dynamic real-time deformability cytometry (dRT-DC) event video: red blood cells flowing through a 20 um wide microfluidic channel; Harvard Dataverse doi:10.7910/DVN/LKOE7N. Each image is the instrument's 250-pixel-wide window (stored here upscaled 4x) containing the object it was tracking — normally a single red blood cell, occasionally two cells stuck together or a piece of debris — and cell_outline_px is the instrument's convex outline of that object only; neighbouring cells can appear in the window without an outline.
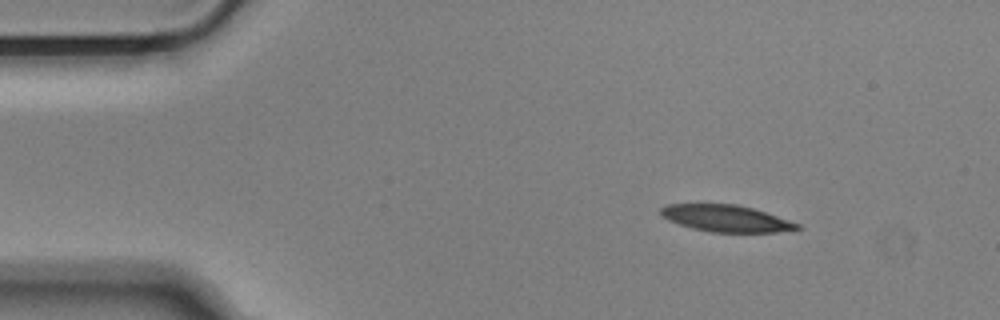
{"species": "Egyptian fruit bat (a non-hibernating species)", "species_latin": "Rousettus aegyptiacus", "temperature_condition": "cold", "stored_images_in_passage": 48, "camera_frame_rate_fps": 3000, "um_per_image_px": 0.085, "animal": {"sex": "male"}, "frame": {"image": 1, "passage_image": 1, "time_ms": 0.0, "image_size_px": [1000, 320], "cell_outline_px": [[800, 228], [776, 232], [712, 232], [692, 228], [668, 220], [660, 216], [660, 208], [668, 204], [736, 204], [752, 208], [800, 224]], "centroid_in_image_um": [61.66, 18.56], "position_along_channel_um": 23.3, "area_um2": 20.98}}
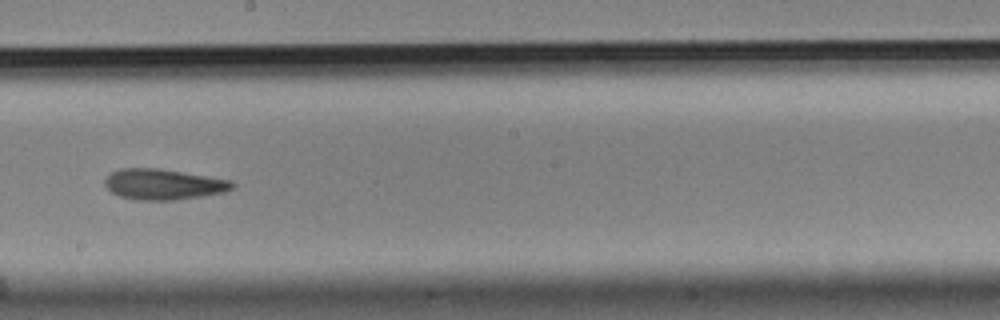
{"frame": {"image": 2, "passage_image": 24, "time_ms": 7.667, "image_size_px": [1000, 320], "cell_outline_px": [[236, 188], [224, 192], [176, 200], [136, 200], [120, 196], [112, 192], [104, 184], [104, 180], [112, 172], [120, 168], [160, 168], [232, 180], [236, 184]], "centroid_in_image_um": [13.92, 15.66], "position_along_channel_um": 234.3, "area_um2": 22.89}}
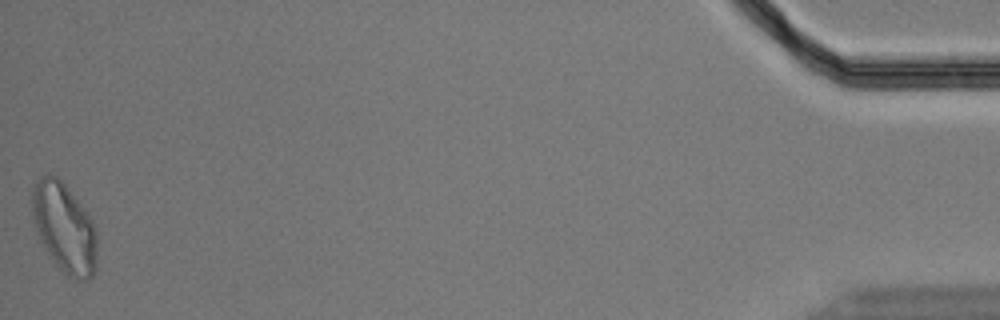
{"frame": {"image": 3, "passage_image": 48, "time_ms": 15.667, "image_size_px": [1000, 320], "cell_outline_px": [[96, 268], [92, 276], [88, 280], [80, 280], [68, 276], [56, 264], [48, 252], [36, 228], [32, 212], [32, 192], [36, 180], [40, 176], [48, 172], [56, 176], [64, 184], [88, 216], [96, 232]], "centroid_in_image_um": [5.46, 19.35], "position_along_channel_um": 429.7, "area_um2": 33.0}, "authors_computed_cell_mechanics": {"area_um2": 22.8888, "velocity_mm_per_s": 3.6446, "shape_relaxation_time_tau1_ms": null, "shape_relaxation_time_tau2_ms": 7.0445, "deformation_change_tau1": null, "deformation_change_tau2": 0.1769}}